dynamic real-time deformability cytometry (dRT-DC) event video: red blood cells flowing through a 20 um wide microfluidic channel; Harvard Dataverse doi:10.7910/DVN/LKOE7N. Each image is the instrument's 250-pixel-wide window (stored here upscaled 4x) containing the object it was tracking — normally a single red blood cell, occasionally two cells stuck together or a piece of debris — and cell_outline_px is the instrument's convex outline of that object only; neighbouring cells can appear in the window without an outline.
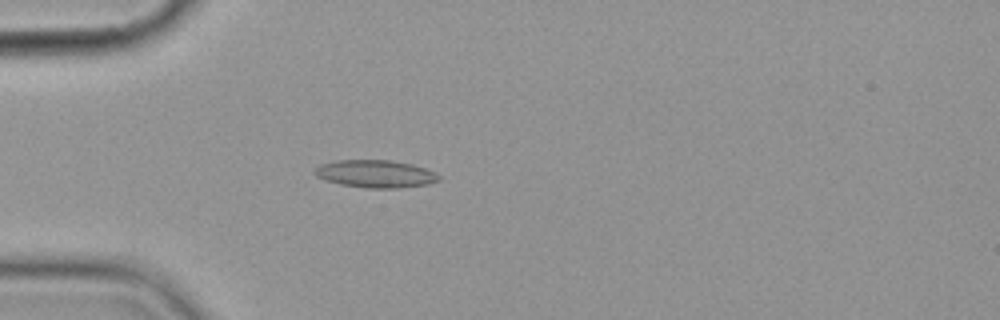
{"species": "common noctule bat (a hibernating species)", "species_latin": "Nyctalus noctula", "temperature_condition": "cold", "stored_images_in_passage": 4, "camera_frame_rate_fps": 3000, "um_per_image_px": 0.085, "animal": {"sex": "female", "body_mass_g": 19.9}, "frame": {"image": 1, "passage_image": 4, "time_ms": 3.333, "image_size_px": [1000, 320], "cell_outline_px": [[440, 180], [428, 184], [396, 188], [368, 188], [340, 184], [324, 180], [316, 176], [312, 172], [320, 164], [336, 160], [388, 160], [412, 164], [424, 168], [440, 176]], "centroid_in_image_um": [31.87, 14.77], "position_along_channel_um": 53.1, "area_um2": 19.88}}